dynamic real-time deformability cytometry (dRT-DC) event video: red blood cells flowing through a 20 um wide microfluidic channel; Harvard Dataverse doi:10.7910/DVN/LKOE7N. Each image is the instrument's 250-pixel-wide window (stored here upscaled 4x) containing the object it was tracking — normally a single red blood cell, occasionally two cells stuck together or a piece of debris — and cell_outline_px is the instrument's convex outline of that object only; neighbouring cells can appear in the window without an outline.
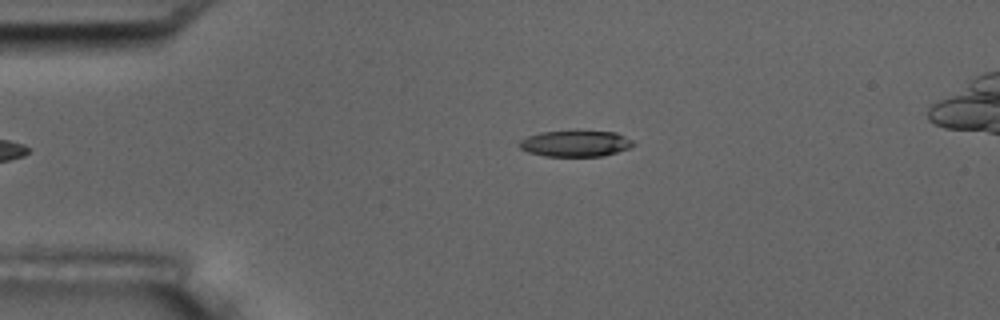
{"species": "common noctule bat (a hibernating species)", "species_latin": "Nyctalus noctula", "temperature_condition": "room temperature", "stored_images_in_passage": 6, "camera_frame_rate_fps": 3000, "um_per_image_px": 0.085, "animal": {"sex": "male", "body_mass_g": 17.5, "forearm_length_mm": 52.3}, "frame": {"image": 1, "passage_image": 6, "time_ms": 5.667, "image_size_px": [1000, 320], "cell_outline_px": [[636, 144], [628, 148], [604, 156], [544, 156], [528, 152], [520, 148], [520, 140], [528, 136], [540, 132], [572, 128], [576, 128], [616, 132], [632, 140]], "centroid_in_image_um": [48.92, 12.15], "position_along_channel_um": 36.1, "area_um2": 18.15}}